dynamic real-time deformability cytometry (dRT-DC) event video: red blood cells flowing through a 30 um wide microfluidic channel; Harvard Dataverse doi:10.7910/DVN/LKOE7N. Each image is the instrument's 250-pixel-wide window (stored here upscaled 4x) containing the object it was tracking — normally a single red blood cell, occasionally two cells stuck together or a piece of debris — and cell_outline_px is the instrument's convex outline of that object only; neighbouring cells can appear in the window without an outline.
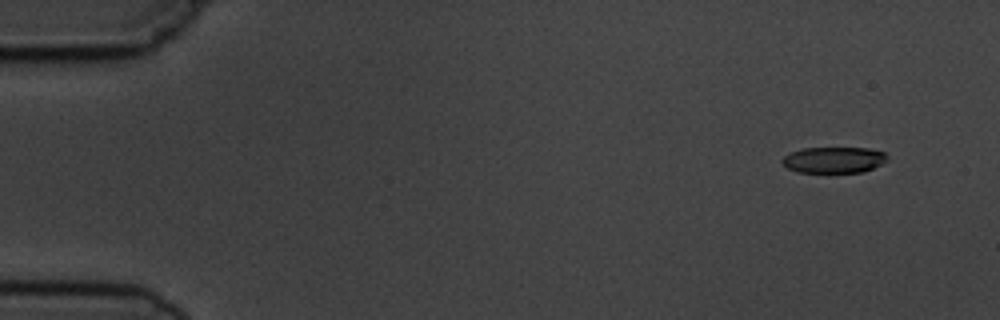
{"species": "common noctule bat (a hibernating species)", "species_latin": "Nyctalus noctula", "temperature_condition": "cold", "stored_images_in_passage": 6, "segment_of_instrument_passage": [2, 2], "camera_frame_rate_fps": 3000, "um_per_image_px": 0.085, "animal": {"sex": "male", "body_mass_g": 19.5, "forearm_length_mm": 54.6}, "frame": {"image": 1, "passage_image": 6, "time_ms": 6.667, "image_size_px": [1000, 320], "cell_outline_px": [[888, 160], [864, 172], [828, 176], [796, 172], [788, 168], [780, 160], [784, 156], [792, 152], [804, 148], [868, 148], [884, 152], [888, 156]], "centroid_in_image_um": [70.86, 13.66], "position_along_channel_um": 14.1, "area_um2": 16.88}}